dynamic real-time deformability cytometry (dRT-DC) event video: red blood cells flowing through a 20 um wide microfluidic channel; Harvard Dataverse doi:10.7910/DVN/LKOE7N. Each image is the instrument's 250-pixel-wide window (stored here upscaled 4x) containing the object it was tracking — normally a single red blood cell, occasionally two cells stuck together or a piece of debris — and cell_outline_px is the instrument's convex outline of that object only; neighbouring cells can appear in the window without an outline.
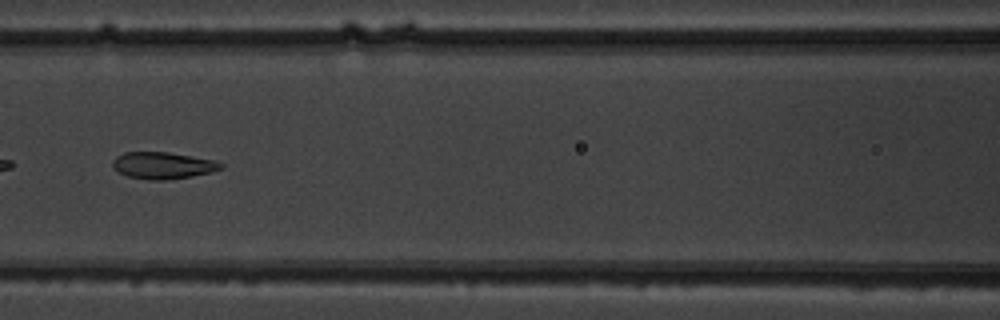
{"species": "common noctule bat (a hibernating species)", "species_latin": "Nyctalus noctula", "temperature_condition": "warm", "stored_images_in_passage": 7, "camera_frame_rate_fps": 3000, "um_per_image_px": 0.085, "animal": {"sex": "male", "body_mass_g": 19.5, "forearm_length_mm": 54.6}, "frame": {"image": 1, "passage_image": 7, "time_ms": 7.0, "image_size_px": [1000, 320], "cell_outline_px": [[224, 168], [212, 172], [192, 176], [164, 180], [148, 180], [128, 176], [112, 168], [112, 160], [116, 156], [124, 152], [168, 152], [216, 160], [224, 164]], "centroid_in_image_um": [13.86, 14.06], "position_along_channel_um": 152.7, "area_um2": 17.05}}